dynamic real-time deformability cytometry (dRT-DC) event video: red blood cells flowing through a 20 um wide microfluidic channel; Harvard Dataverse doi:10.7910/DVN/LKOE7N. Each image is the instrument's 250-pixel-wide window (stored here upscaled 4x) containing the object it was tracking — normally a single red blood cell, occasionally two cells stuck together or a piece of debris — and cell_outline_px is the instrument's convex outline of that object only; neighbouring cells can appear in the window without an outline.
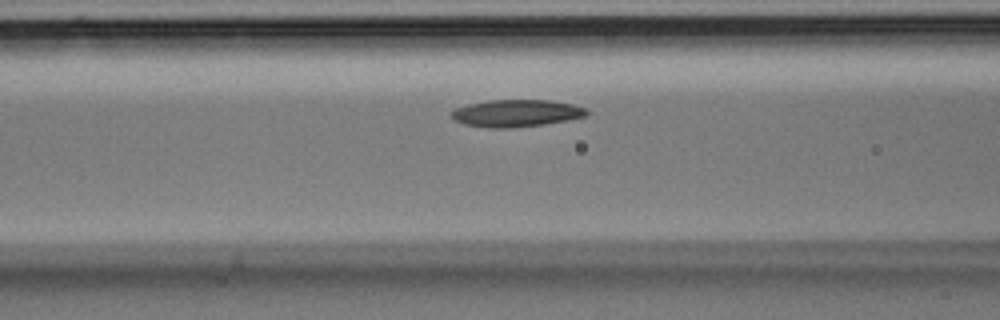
{"species": "Egyptian fruit bat (a non-hibernating species)", "species_latin": "Rousettus aegyptiacus", "temperature_condition": "room temperature", "stored_images_in_passage": 23, "camera_frame_rate_fps": 3000, "um_per_image_px": 0.085, "animal": {"sex": "male"}, "frame": {"image": 1, "passage_image": 7, "time_ms": 2.0, "image_size_px": [1000, 320], "cell_outline_px": [[588, 112], [584, 116], [568, 120], [544, 124], [512, 128], [488, 128], [464, 124], [456, 120], [448, 112], [456, 108], [468, 104], [488, 100], [548, 100], [572, 104], [588, 108]], "centroid_in_image_um": [43.87, 9.62], "position_along_channel_um": 122.7, "area_um2": 21.44}}
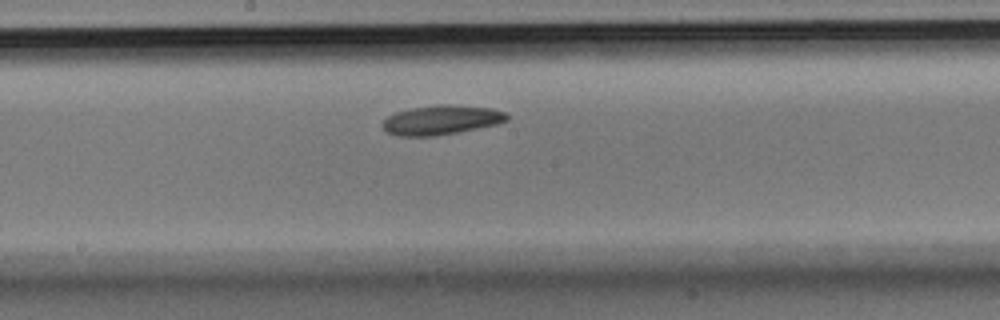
{"frame": {"image": 2, "passage_image": 12, "time_ms": 3.667, "image_size_px": [1000, 320], "cell_outline_px": [[508, 120], [496, 124], [436, 136], [396, 136], [388, 132], [384, 128], [384, 120], [388, 116], [396, 112], [412, 108], [440, 104], [448, 104], [492, 108], [508, 112]], "centroid_in_image_um": [37.54, 10.19], "position_along_channel_um": 210.7, "area_um2": 21.15}}
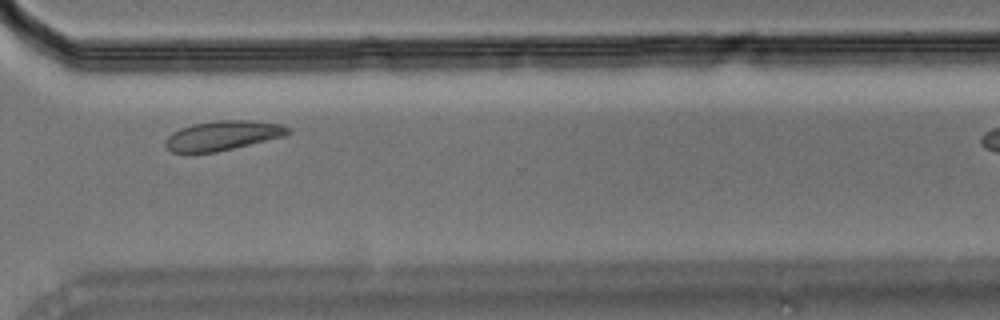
{"frame": {"image": 3, "passage_image": 20, "time_ms": 6.333, "image_size_px": [1000, 320], "cell_outline_px": [[292, 132], [284, 136], [216, 152], [172, 152], [164, 144], [164, 140], [172, 132], [180, 128], [192, 124], [216, 120], [252, 120], [280, 124], [292, 128]], "centroid_in_image_um": [18.94, 11.5], "position_along_channel_um": 351.7, "area_um2": 21.1}}